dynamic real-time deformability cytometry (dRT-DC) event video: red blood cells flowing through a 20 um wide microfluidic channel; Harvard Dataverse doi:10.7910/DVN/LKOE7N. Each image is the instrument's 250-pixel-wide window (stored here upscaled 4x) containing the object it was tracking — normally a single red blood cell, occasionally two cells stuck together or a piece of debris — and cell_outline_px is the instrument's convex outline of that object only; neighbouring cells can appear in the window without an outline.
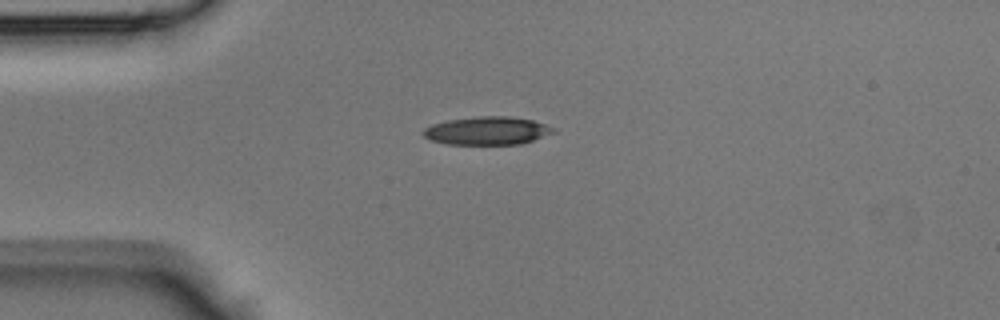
{"species": "Egyptian fruit bat (a non-hibernating species)", "species_latin": "Rousettus aegyptiacus", "temperature_condition": "room temperature", "stored_images_in_passage": 34, "camera_frame_rate_fps": 3000, "um_per_image_px": 0.085, "animal": {"sex": "male"}, "frame": {"image": 1, "passage_image": 1, "time_ms": 0.0, "image_size_px": [1000, 320], "cell_outline_px": [[556, 132], [520, 144], [448, 144], [432, 140], [424, 136], [424, 128], [432, 124], [448, 120], [476, 116], [508, 116], [532, 120], [556, 128]], "centroid_in_image_um": [41.43, 11.1], "position_along_channel_um": 43.6, "area_um2": 21.15}}
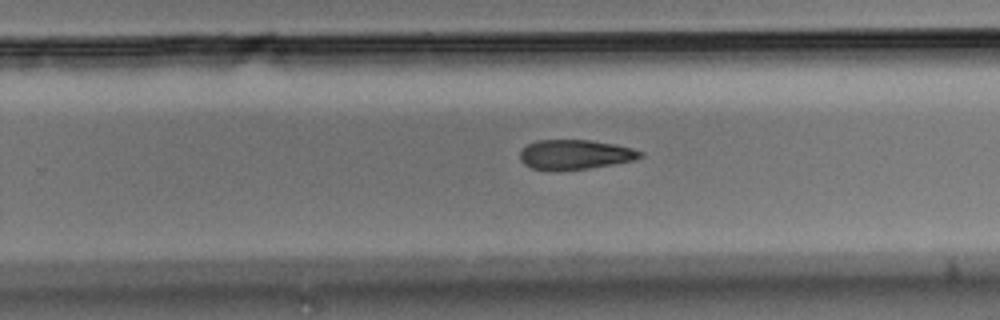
{"frame": {"image": 2, "passage_image": 18, "time_ms": 5.667, "image_size_px": [1000, 320], "cell_outline_px": [[644, 156], [632, 160], [612, 164], [588, 168], [532, 168], [524, 164], [520, 160], [520, 152], [528, 144], [536, 140], [592, 140], [632, 148], [644, 152]], "centroid_in_image_um": [48.91, 13.1], "position_along_channel_um": 280.9, "area_um2": 20.11}}
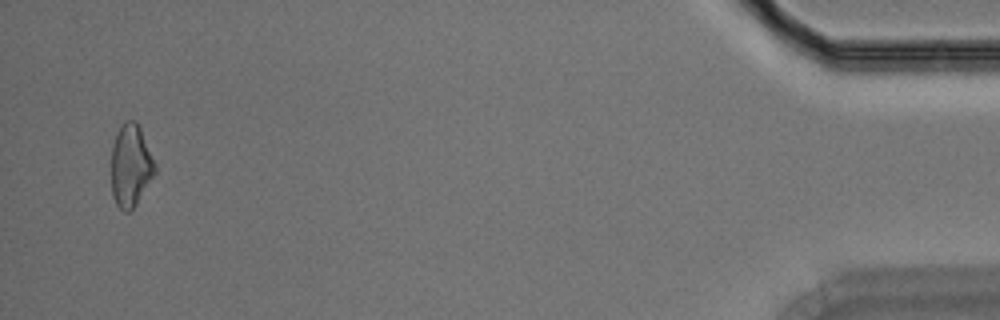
{"frame": {"image": 3, "passage_image": 33, "time_ms": 10.667, "image_size_px": [1000, 320], "cell_outline_px": [[156, 172], [136, 204], [128, 212], [124, 212], [116, 204], [112, 196], [112, 144], [124, 120], [136, 120], [140, 128], [156, 164]], "centroid_in_image_um": [11.11, 14.08], "position_along_channel_um": 424.1, "area_um2": 20.81}}